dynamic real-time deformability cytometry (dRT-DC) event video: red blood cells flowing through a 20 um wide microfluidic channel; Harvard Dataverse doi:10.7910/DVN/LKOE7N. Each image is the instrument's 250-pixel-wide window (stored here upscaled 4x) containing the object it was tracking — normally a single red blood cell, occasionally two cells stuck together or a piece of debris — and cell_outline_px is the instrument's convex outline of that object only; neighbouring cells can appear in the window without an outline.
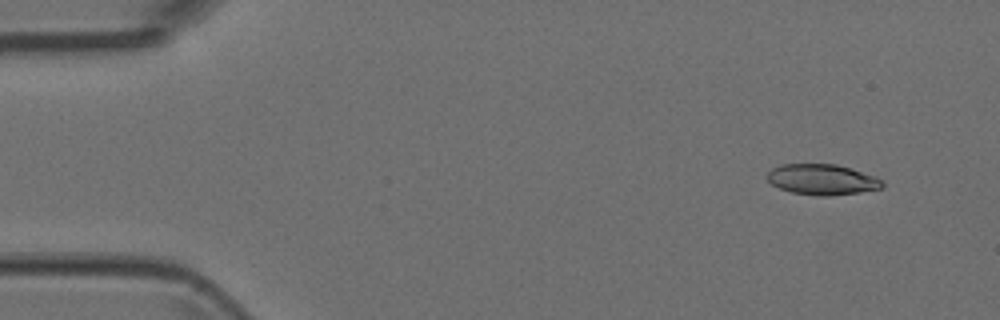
{"species": "Egyptian fruit bat (a non-hibernating species)", "species_latin": "Rousettus aegyptiacus", "temperature_condition": "room temperature", "stored_images_in_passage": 5, "camera_frame_rate_fps": 3000, "um_per_image_px": 0.085, "animal": {"sex": "female"}, "frame": {"image": 1, "passage_image": 1, "time_ms": 0.0, "image_size_px": [1000, 320], "cell_outline_px": [[884, 184], [880, 188], [860, 192], [828, 196], [816, 196], [792, 192], [780, 188], [772, 184], [768, 180], [768, 172], [772, 168], [780, 164], [836, 164], [876, 176], [884, 180]], "centroid_in_image_um": [69.9, 15.25], "position_along_channel_um": 15.1, "area_um2": 20.52}}
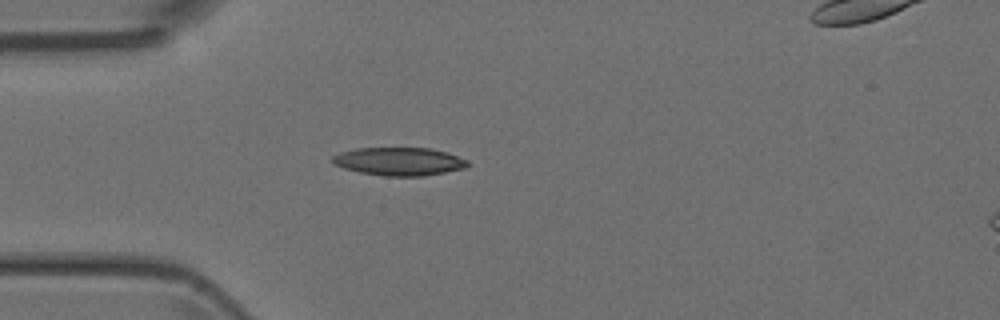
{"frame": {"image": 2, "passage_image": 4, "time_ms": 1.0, "image_size_px": [1000, 320], "cell_outline_px": [[468, 164], [464, 168], [444, 172], [420, 176], [384, 176], [360, 172], [344, 168], [332, 164], [332, 156], [340, 152], [356, 148], [428, 148], [448, 152], [468, 160]], "centroid_in_image_um": [33.9, 13.71], "position_along_channel_um": 51.1, "area_um2": 22.08}}